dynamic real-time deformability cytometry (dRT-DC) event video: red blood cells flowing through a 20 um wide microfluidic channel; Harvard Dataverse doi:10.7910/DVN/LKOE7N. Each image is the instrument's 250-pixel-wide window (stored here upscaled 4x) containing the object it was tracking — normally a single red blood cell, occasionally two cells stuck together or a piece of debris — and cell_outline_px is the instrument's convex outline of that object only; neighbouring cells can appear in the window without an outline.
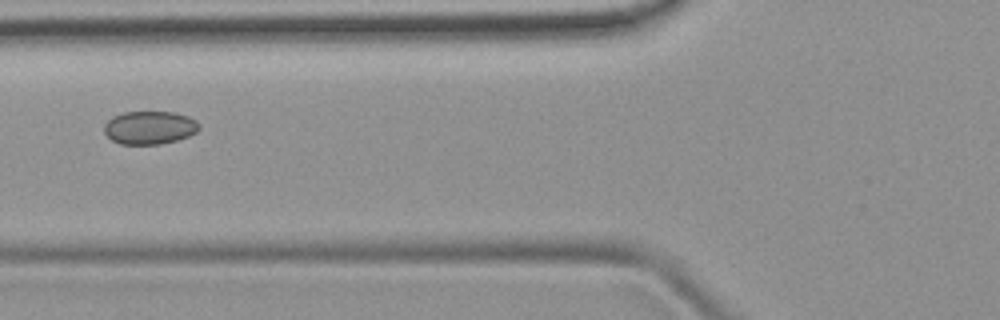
{"species": "common noctule bat (a hibernating species)", "species_latin": "Nyctalus noctula", "temperature_condition": "room temperature", "stored_images_in_passage": 3, "camera_frame_rate_fps": 3000, "um_per_image_px": 0.085, "animal": {"sex": "female", "body_mass_g": 19.9}, "frame": {"image": 1, "passage_image": 2, "time_ms": 1.0, "image_size_px": [1000, 320], "cell_outline_px": [[200, 128], [196, 132], [188, 136], [176, 140], [160, 144], [120, 144], [112, 140], [104, 132], [104, 124], [112, 116], [124, 112], [172, 112], [188, 116], [196, 120], [200, 124]], "centroid_in_image_um": [12.71, 10.84], "position_along_channel_um": 113.1, "area_um2": 18.38}}
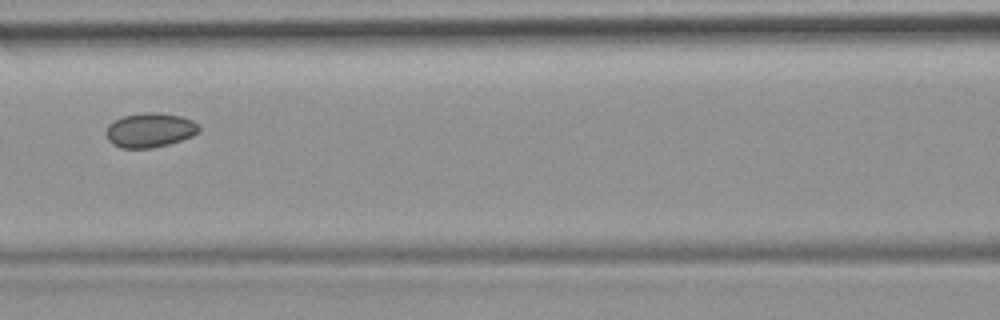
{"frame": {"image": 2, "passage_image": 3, "time_ms": 2.0, "image_size_px": [1000, 320], "cell_outline_px": [[200, 132], [192, 136], [168, 144], [152, 148], [120, 148], [112, 144], [108, 140], [104, 132], [108, 124], [112, 120], [124, 116], [144, 112], [160, 112], [180, 116], [192, 120], [200, 124]], "centroid_in_image_um": [12.72, 11.05], "position_along_channel_um": 153.9, "area_um2": 18.96}}